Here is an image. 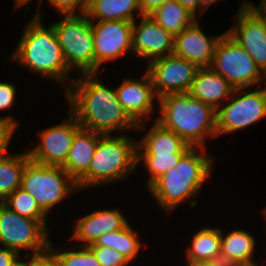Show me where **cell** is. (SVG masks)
Masks as SVG:
<instances>
[{
	"instance_id": "cell-19",
	"label": "cell",
	"mask_w": 266,
	"mask_h": 266,
	"mask_svg": "<svg viewBox=\"0 0 266 266\" xmlns=\"http://www.w3.org/2000/svg\"><path fill=\"white\" fill-rule=\"evenodd\" d=\"M233 90L234 88L222 75L211 67H203L198 69L188 93L217 111L222 104L220 102L228 100Z\"/></svg>"
},
{
	"instance_id": "cell-6",
	"label": "cell",
	"mask_w": 266,
	"mask_h": 266,
	"mask_svg": "<svg viewBox=\"0 0 266 266\" xmlns=\"http://www.w3.org/2000/svg\"><path fill=\"white\" fill-rule=\"evenodd\" d=\"M68 67L82 73H95V44L91 20L86 13L64 15L51 24Z\"/></svg>"
},
{
	"instance_id": "cell-31",
	"label": "cell",
	"mask_w": 266,
	"mask_h": 266,
	"mask_svg": "<svg viewBox=\"0 0 266 266\" xmlns=\"http://www.w3.org/2000/svg\"><path fill=\"white\" fill-rule=\"evenodd\" d=\"M101 266H125L131 262L118 251L107 247H88Z\"/></svg>"
},
{
	"instance_id": "cell-36",
	"label": "cell",
	"mask_w": 266,
	"mask_h": 266,
	"mask_svg": "<svg viewBox=\"0 0 266 266\" xmlns=\"http://www.w3.org/2000/svg\"><path fill=\"white\" fill-rule=\"evenodd\" d=\"M19 258L17 251L0 247V266H15L21 261Z\"/></svg>"
},
{
	"instance_id": "cell-35",
	"label": "cell",
	"mask_w": 266,
	"mask_h": 266,
	"mask_svg": "<svg viewBox=\"0 0 266 266\" xmlns=\"http://www.w3.org/2000/svg\"><path fill=\"white\" fill-rule=\"evenodd\" d=\"M27 266H59L58 260L54 253L47 248L45 251L33 254L27 262Z\"/></svg>"
},
{
	"instance_id": "cell-33",
	"label": "cell",
	"mask_w": 266,
	"mask_h": 266,
	"mask_svg": "<svg viewBox=\"0 0 266 266\" xmlns=\"http://www.w3.org/2000/svg\"><path fill=\"white\" fill-rule=\"evenodd\" d=\"M17 121L9 115L0 117V156L7 152L8 145L17 128Z\"/></svg>"
},
{
	"instance_id": "cell-30",
	"label": "cell",
	"mask_w": 266,
	"mask_h": 266,
	"mask_svg": "<svg viewBox=\"0 0 266 266\" xmlns=\"http://www.w3.org/2000/svg\"><path fill=\"white\" fill-rule=\"evenodd\" d=\"M48 248L56 256L59 266H101L88 247L82 246L80 250L58 252L50 241Z\"/></svg>"
},
{
	"instance_id": "cell-17",
	"label": "cell",
	"mask_w": 266,
	"mask_h": 266,
	"mask_svg": "<svg viewBox=\"0 0 266 266\" xmlns=\"http://www.w3.org/2000/svg\"><path fill=\"white\" fill-rule=\"evenodd\" d=\"M197 20L198 18L174 36L173 54L196 64L199 68L210 67L215 47L223 34L207 37Z\"/></svg>"
},
{
	"instance_id": "cell-40",
	"label": "cell",
	"mask_w": 266,
	"mask_h": 266,
	"mask_svg": "<svg viewBox=\"0 0 266 266\" xmlns=\"http://www.w3.org/2000/svg\"><path fill=\"white\" fill-rule=\"evenodd\" d=\"M188 266H230L224 264L222 261H199L187 263Z\"/></svg>"
},
{
	"instance_id": "cell-41",
	"label": "cell",
	"mask_w": 266,
	"mask_h": 266,
	"mask_svg": "<svg viewBox=\"0 0 266 266\" xmlns=\"http://www.w3.org/2000/svg\"><path fill=\"white\" fill-rule=\"evenodd\" d=\"M200 1V13H203L211 4L217 2L218 0H199Z\"/></svg>"
},
{
	"instance_id": "cell-43",
	"label": "cell",
	"mask_w": 266,
	"mask_h": 266,
	"mask_svg": "<svg viewBox=\"0 0 266 266\" xmlns=\"http://www.w3.org/2000/svg\"><path fill=\"white\" fill-rule=\"evenodd\" d=\"M262 215H264L265 221H266V209L264 208V210L262 211ZM266 223V222H265Z\"/></svg>"
},
{
	"instance_id": "cell-27",
	"label": "cell",
	"mask_w": 266,
	"mask_h": 266,
	"mask_svg": "<svg viewBox=\"0 0 266 266\" xmlns=\"http://www.w3.org/2000/svg\"><path fill=\"white\" fill-rule=\"evenodd\" d=\"M138 233L128 223L121 230L105 233L94 244L88 247H107L118 251L131 262L139 254L142 243L138 240Z\"/></svg>"
},
{
	"instance_id": "cell-25",
	"label": "cell",
	"mask_w": 266,
	"mask_h": 266,
	"mask_svg": "<svg viewBox=\"0 0 266 266\" xmlns=\"http://www.w3.org/2000/svg\"><path fill=\"white\" fill-rule=\"evenodd\" d=\"M149 16L173 36L191 25L196 17L177 0H169L155 9Z\"/></svg>"
},
{
	"instance_id": "cell-12",
	"label": "cell",
	"mask_w": 266,
	"mask_h": 266,
	"mask_svg": "<svg viewBox=\"0 0 266 266\" xmlns=\"http://www.w3.org/2000/svg\"><path fill=\"white\" fill-rule=\"evenodd\" d=\"M81 128L80 123L69 112L68 118L63 123L51 126L39 133L41 143L27 150L29 158L42 165L63 167L73 138Z\"/></svg>"
},
{
	"instance_id": "cell-16",
	"label": "cell",
	"mask_w": 266,
	"mask_h": 266,
	"mask_svg": "<svg viewBox=\"0 0 266 266\" xmlns=\"http://www.w3.org/2000/svg\"><path fill=\"white\" fill-rule=\"evenodd\" d=\"M236 20L237 24H233L226 32L249 53L266 75V29L263 23L247 7L246 2L240 5Z\"/></svg>"
},
{
	"instance_id": "cell-21",
	"label": "cell",
	"mask_w": 266,
	"mask_h": 266,
	"mask_svg": "<svg viewBox=\"0 0 266 266\" xmlns=\"http://www.w3.org/2000/svg\"><path fill=\"white\" fill-rule=\"evenodd\" d=\"M255 238L244 230H232L224 236L221 229V261L230 266H258L253 260Z\"/></svg>"
},
{
	"instance_id": "cell-14",
	"label": "cell",
	"mask_w": 266,
	"mask_h": 266,
	"mask_svg": "<svg viewBox=\"0 0 266 266\" xmlns=\"http://www.w3.org/2000/svg\"><path fill=\"white\" fill-rule=\"evenodd\" d=\"M118 101L129 117L137 124V130L146 128L143 120L149 118L154 109V100H158L152 79L149 73L143 74L140 79H125L115 88Z\"/></svg>"
},
{
	"instance_id": "cell-2",
	"label": "cell",
	"mask_w": 266,
	"mask_h": 266,
	"mask_svg": "<svg viewBox=\"0 0 266 266\" xmlns=\"http://www.w3.org/2000/svg\"><path fill=\"white\" fill-rule=\"evenodd\" d=\"M158 102L161 113L156 121L190 146L206 148V137L217 136V111L188 92L167 94Z\"/></svg>"
},
{
	"instance_id": "cell-32",
	"label": "cell",
	"mask_w": 266,
	"mask_h": 266,
	"mask_svg": "<svg viewBox=\"0 0 266 266\" xmlns=\"http://www.w3.org/2000/svg\"><path fill=\"white\" fill-rule=\"evenodd\" d=\"M48 2L59 11L60 15H77L75 10L83 14L88 8V0H48ZM41 3L42 0H38V8Z\"/></svg>"
},
{
	"instance_id": "cell-28",
	"label": "cell",
	"mask_w": 266,
	"mask_h": 266,
	"mask_svg": "<svg viewBox=\"0 0 266 266\" xmlns=\"http://www.w3.org/2000/svg\"><path fill=\"white\" fill-rule=\"evenodd\" d=\"M2 203L20 216L38 220L48 229L47 215L39 208L34 197L22 188H17Z\"/></svg>"
},
{
	"instance_id": "cell-26",
	"label": "cell",
	"mask_w": 266,
	"mask_h": 266,
	"mask_svg": "<svg viewBox=\"0 0 266 266\" xmlns=\"http://www.w3.org/2000/svg\"><path fill=\"white\" fill-rule=\"evenodd\" d=\"M29 160L27 151L15 156L8 152L0 156V202L21 187L24 169Z\"/></svg>"
},
{
	"instance_id": "cell-9",
	"label": "cell",
	"mask_w": 266,
	"mask_h": 266,
	"mask_svg": "<svg viewBox=\"0 0 266 266\" xmlns=\"http://www.w3.org/2000/svg\"><path fill=\"white\" fill-rule=\"evenodd\" d=\"M38 220L20 216L0 202V244L20 253L22 249L32 250V254L45 251L50 237Z\"/></svg>"
},
{
	"instance_id": "cell-18",
	"label": "cell",
	"mask_w": 266,
	"mask_h": 266,
	"mask_svg": "<svg viewBox=\"0 0 266 266\" xmlns=\"http://www.w3.org/2000/svg\"><path fill=\"white\" fill-rule=\"evenodd\" d=\"M128 223L118 209L96 210L77 221L70 239L83 241V247H88L103 234L121 230Z\"/></svg>"
},
{
	"instance_id": "cell-22",
	"label": "cell",
	"mask_w": 266,
	"mask_h": 266,
	"mask_svg": "<svg viewBox=\"0 0 266 266\" xmlns=\"http://www.w3.org/2000/svg\"><path fill=\"white\" fill-rule=\"evenodd\" d=\"M137 142L138 154L186 153L192 147L156 120L150 131Z\"/></svg>"
},
{
	"instance_id": "cell-7",
	"label": "cell",
	"mask_w": 266,
	"mask_h": 266,
	"mask_svg": "<svg viewBox=\"0 0 266 266\" xmlns=\"http://www.w3.org/2000/svg\"><path fill=\"white\" fill-rule=\"evenodd\" d=\"M20 188L31 194L48 216L50 210L78 186L63 167L42 165L30 159L24 169Z\"/></svg>"
},
{
	"instance_id": "cell-13",
	"label": "cell",
	"mask_w": 266,
	"mask_h": 266,
	"mask_svg": "<svg viewBox=\"0 0 266 266\" xmlns=\"http://www.w3.org/2000/svg\"><path fill=\"white\" fill-rule=\"evenodd\" d=\"M95 44V73L107 61L132 51L133 22L124 20L91 21Z\"/></svg>"
},
{
	"instance_id": "cell-4",
	"label": "cell",
	"mask_w": 266,
	"mask_h": 266,
	"mask_svg": "<svg viewBox=\"0 0 266 266\" xmlns=\"http://www.w3.org/2000/svg\"><path fill=\"white\" fill-rule=\"evenodd\" d=\"M204 147H191L179 163L157 178L149 187L159 207L170 214L180 203L196 196L212 170L213 158L200 153Z\"/></svg>"
},
{
	"instance_id": "cell-34",
	"label": "cell",
	"mask_w": 266,
	"mask_h": 266,
	"mask_svg": "<svg viewBox=\"0 0 266 266\" xmlns=\"http://www.w3.org/2000/svg\"><path fill=\"white\" fill-rule=\"evenodd\" d=\"M16 87L12 83L0 82V110L12 108L16 101Z\"/></svg>"
},
{
	"instance_id": "cell-11",
	"label": "cell",
	"mask_w": 266,
	"mask_h": 266,
	"mask_svg": "<svg viewBox=\"0 0 266 266\" xmlns=\"http://www.w3.org/2000/svg\"><path fill=\"white\" fill-rule=\"evenodd\" d=\"M199 67L174 54L147 64L154 91L158 98L172 93L189 92Z\"/></svg>"
},
{
	"instance_id": "cell-15",
	"label": "cell",
	"mask_w": 266,
	"mask_h": 266,
	"mask_svg": "<svg viewBox=\"0 0 266 266\" xmlns=\"http://www.w3.org/2000/svg\"><path fill=\"white\" fill-rule=\"evenodd\" d=\"M174 36L149 15H142L140 24L133 22L132 55L151 61L173 54Z\"/></svg>"
},
{
	"instance_id": "cell-1",
	"label": "cell",
	"mask_w": 266,
	"mask_h": 266,
	"mask_svg": "<svg viewBox=\"0 0 266 266\" xmlns=\"http://www.w3.org/2000/svg\"><path fill=\"white\" fill-rule=\"evenodd\" d=\"M98 73H83L79 79H71L65 87L69 112L81 127L102 135L115 131L137 129L118 101L115 89L105 86L98 79Z\"/></svg>"
},
{
	"instance_id": "cell-3",
	"label": "cell",
	"mask_w": 266,
	"mask_h": 266,
	"mask_svg": "<svg viewBox=\"0 0 266 266\" xmlns=\"http://www.w3.org/2000/svg\"><path fill=\"white\" fill-rule=\"evenodd\" d=\"M42 14L38 9L32 20L26 25L21 39L11 54L17 64L28 67L29 71L56 80L67 85L72 70L68 67L54 27L42 24ZM41 74V75H40Z\"/></svg>"
},
{
	"instance_id": "cell-8",
	"label": "cell",
	"mask_w": 266,
	"mask_h": 266,
	"mask_svg": "<svg viewBox=\"0 0 266 266\" xmlns=\"http://www.w3.org/2000/svg\"><path fill=\"white\" fill-rule=\"evenodd\" d=\"M210 67L234 89L260 85L266 78L255 60L226 31L217 42Z\"/></svg>"
},
{
	"instance_id": "cell-39",
	"label": "cell",
	"mask_w": 266,
	"mask_h": 266,
	"mask_svg": "<svg viewBox=\"0 0 266 266\" xmlns=\"http://www.w3.org/2000/svg\"><path fill=\"white\" fill-rule=\"evenodd\" d=\"M177 1L195 16L197 13L200 12V1L199 0H177Z\"/></svg>"
},
{
	"instance_id": "cell-38",
	"label": "cell",
	"mask_w": 266,
	"mask_h": 266,
	"mask_svg": "<svg viewBox=\"0 0 266 266\" xmlns=\"http://www.w3.org/2000/svg\"><path fill=\"white\" fill-rule=\"evenodd\" d=\"M247 7L258 17V19L263 23L266 29V0L260 1V4L256 8L253 3L247 2Z\"/></svg>"
},
{
	"instance_id": "cell-37",
	"label": "cell",
	"mask_w": 266,
	"mask_h": 266,
	"mask_svg": "<svg viewBox=\"0 0 266 266\" xmlns=\"http://www.w3.org/2000/svg\"><path fill=\"white\" fill-rule=\"evenodd\" d=\"M169 0H138L142 15H149L159 6Z\"/></svg>"
},
{
	"instance_id": "cell-42",
	"label": "cell",
	"mask_w": 266,
	"mask_h": 266,
	"mask_svg": "<svg viewBox=\"0 0 266 266\" xmlns=\"http://www.w3.org/2000/svg\"><path fill=\"white\" fill-rule=\"evenodd\" d=\"M15 266H27L25 263H24V261H20L17 265H15Z\"/></svg>"
},
{
	"instance_id": "cell-23",
	"label": "cell",
	"mask_w": 266,
	"mask_h": 266,
	"mask_svg": "<svg viewBox=\"0 0 266 266\" xmlns=\"http://www.w3.org/2000/svg\"><path fill=\"white\" fill-rule=\"evenodd\" d=\"M135 10L141 17L138 0H89L86 15L91 21L124 20L134 22Z\"/></svg>"
},
{
	"instance_id": "cell-20",
	"label": "cell",
	"mask_w": 266,
	"mask_h": 266,
	"mask_svg": "<svg viewBox=\"0 0 266 266\" xmlns=\"http://www.w3.org/2000/svg\"><path fill=\"white\" fill-rule=\"evenodd\" d=\"M102 134L81 128L74 136L63 168L78 184L88 173L98 140Z\"/></svg>"
},
{
	"instance_id": "cell-29",
	"label": "cell",
	"mask_w": 266,
	"mask_h": 266,
	"mask_svg": "<svg viewBox=\"0 0 266 266\" xmlns=\"http://www.w3.org/2000/svg\"><path fill=\"white\" fill-rule=\"evenodd\" d=\"M185 153L173 154H138V164L142 161L149 173L147 188L160 176L175 167Z\"/></svg>"
},
{
	"instance_id": "cell-10",
	"label": "cell",
	"mask_w": 266,
	"mask_h": 266,
	"mask_svg": "<svg viewBox=\"0 0 266 266\" xmlns=\"http://www.w3.org/2000/svg\"><path fill=\"white\" fill-rule=\"evenodd\" d=\"M242 90L234 89L228 104L217 110V136L245 129L266 117V85L255 91Z\"/></svg>"
},
{
	"instance_id": "cell-24",
	"label": "cell",
	"mask_w": 266,
	"mask_h": 266,
	"mask_svg": "<svg viewBox=\"0 0 266 266\" xmlns=\"http://www.w3.org/2000/svg\"><path fill=\"white\" fill-rule=\"evenodd\" d=\"M186 250L187 263L199 261H221V229L202 228L194 234Z\"/></svg>"
},
{
	"instance_id": "cell-5",
	"label": "cell",
	"mask_w": 266,
	"mask_h": 266,
	"mask_svg": "<svg viewBox=\"0 0 266 266\" xmlns=\"http://www.w3.org/2000/svg\"><path fill=\"white\" fill-rule=\"evenodd\" d=\"M138 142L129 136L103 135L97 142L89 173L78 188L107 185L128 177L138 166Z\"/></svg>"
}]
</instances>
